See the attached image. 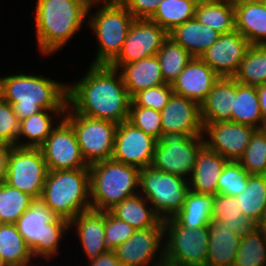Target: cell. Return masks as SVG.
Returning a JSON list of instances; mask_svg holds the SVG:
<instances>
[{
	"instance_id": "obj_1",
	"label": "cell",
	"mask_w": 266,
	"mask_h": 266,
	"mask_svg": "<svg viewBox=\"0 0 266 266\" xmlns=\"http://www.w3.org/2000/svg\"><path fill=\"white\" fill-rule=\"evenodd\" d=\"M118 69L93 65L77 83L68 86L67 104L87 117L120 124L129 119L131 97ZM119 75V76H116Z\"/></svg>"
},
{
	"instance_id": "obj_47",
	"label": "cell",
	"mask_w": 266,
	"mask_h": 266,
	"mask_svg": "<svg viewBox=\"0 0 266 266\" xmlns=\"http://www.w3.org/2000/svg\"><path fill=\"white\" fill-rule=\"evenodd\" d=\"M135 19H149L162 0H120Z\"/></svg>"
},
{
	"instance_id": "obj_38",
	"label": "cell",
	"mask_w": 266,
	"mask_h": 266,
	"mask_svg": "<svg viewBox=\"0 0 266 266\" xmlns=\"http://www.w3.org/2000/svg\"><path fill=\"white\" fill-rule=\"evenodd\" d=\"M156 56L165 83L171 85L192 59L190 53L170 37L164 41Z\"/></svg>"
},
{
	"instance_id": "obj_30",
	"label": "cell",
	"mask_w": 266,
	"mask_h": 266,
	"mask_svg": "<svg viewBox=\"0 0 266 266\" xmlns=\"http://www.w3.org/2000/svg\"><path fill=\"white\" fill-rule=\"evenodd\" d=\"M195 18L220 34L236 30L233 0L198 2L195 9Z\"/></svg>"
},
{
	"instance_id": "obj_19",
	"label": "cell",
	"mask_w": 266,
	"mask_h": 266,
	"mask_svg": "<svg viewBox=\"0 0 266 266\" xmlns=\"http://www.w3.org/2000/svg\"><path fill=\"white\" fill-rule=\"evenodd\" d=\"M164 234V227L136 230L113 251L122 266H150L149 263H153L152 259L161 248L160 243Z\"/></svg>"
},
{
	"instance_id": "obj_15",
	"label": "cell",
	"mask_w": 266,
	"mask_h": 266,
	"mask_svg": "<svg viewBox=\"0 0 266 266\" xmlns=\"http://www.w3.org/2000/svg\"><path fill=\"white\" fill-rule=\"evenodd\" d=\"M169 33L149 19H135L128 30L123 48L111 64H128L156 55Z\"/></svg>"
},
{
	"instance_id": "obj_46",
	"label": "cell",
	"mask_w": 266,
	"mask_h": 266,
	"mask_svg": "<svg viewBox=\"0 0 266 266\" xmlns=\"http://www.w3.org/2000/svg\"><path fill=\"white\" fill-rule=\"evenodd\" d=\"M19 123L11 104L0 96V143L17 146Z\"/></svg>"
},
{
	"instance_id": "obj_44",
	"label": "cell",
	"mask_w": 266,
	"mask_h": 266,
	"mask_svg": "<svg viewBox=\"0 0 266 266\" xmlns=\"http://www.w3.org/2000/svg\"><path fill=\"white\" fill-rule=\"evenodd\" d=\"M173 93L171 84L158 85L135 93L131 97V102L136 106L161 112L168 104Z\"/></svg>"
},
{
	"instance_id": "obj_27",
	"label": "cell",
	"mask_w": 266,
	"mask_h": 266,
	"mask_svg": "<svg viewBox=\"0 0 266 266\" xmlns=\"http://www.w3.org/2000/svg\"><path fill=\"white\" fill-rule=\"evenodd\" d=\"M220 35L219 32L203 25L196 18L176 26L169 32L170 38L187 50L192 57L199 58L219 39Z\"/></svg>"
},
{
	"instance_id": "obj_13",
	"label": "cell",
	"mask_w": 266,
	"mask_h": 266,
	"mask_svg": "<svg viewBox=\"0 0 266 266\" xmlns=\"http://www.w3.org/2000/svg\"><path fill=\"white\" fill-rule=\"evenodd\" d=\"M49 171L88 168L73 127L63 118L40 147Z\"/></svg>"
},
{
	"instance_id": "obj_22",
	"label": "cell",
	"mask_w": 266,
	"mask_h": 266,
	"mask_svg": "<svg viewBox=\"0 0 266 266\" xmlns=\"http://www.w3.org/2000/svg\"><path fill=\"white\" fill-rule=\"evenodd\" d=\"M110 66L118 70L122 68L120 73L130 97L141 90L166 84L156 55L128 64H110Z\"/></svg>"
},
{
	"instance_id": "obj_37",
	"label": "cell",
	"mask_w": 266,
	"mask_h": 266,
	"mask_svg": "<svg viewBox=\"0 0 266 266\" xmlns=\"http://www.w3.org/2000/svg\"><path fill=\"white\" fill-rule=\"evenodd\" d=\"M235 197L244 216L258 222L266 209V175H250L246 188Z\"/></svg>"
},
{
	"instance_id": "obj_23",
	"label": "cell",
	"mask_w": 266,
	"mask_h": 266,
	"mask_svg": "<svg viewBox=\"0 0 266 266\" xmlns=\"http://www.w3.org/2000/svg\"><path fill=\"white\" fill-rule=\"evenodd\" d=\"M236 30L251 45H266V6L262 1L233 0Z\"/></svg>"
},
{
	"instance_id": "obj_11",
	"label": "cell",
	"mask_w": 266,
	"mask_h": 266,
	"mask_svg": "<svg viewBox=\"0 0 266 266\" xmlns=\"http://www.w3.org/2000/svg\"><path fill=\"white\" fill-rule=\"evenodd\" d=\"M168 240L164 261L178 266H207L209 226L180 227L172 218L163 221Z\"/></svg>"
},
{
	"instance_id": "obj_2",
	"label": "cell",
	"mask_w": 266,
	"mask_h": 266,
	"mask_svg": "<svg viewBox=\"0 0 266 266\" xmlns=\"http://www.w3.org/2000/svg\"><path fill=\"white\" fill-rule=\"evenodd\" d=\"M68 86L34 75L0 78V96L11 104L18 120L42 110H66Z\"/></svg>"
},
{
	"instance_id": "obj_21",
	"label": "cell",
	"mask_w": 266,
	"mask_h": 266,
	"mask_svg": "<svg viewBox=\"0 0 266 266\" xmlns=\"http://www.w3.org/2000/svg\"><path fill=\"white\" fill-rule=\"evenodd\" d=\"M235 97L236 80L233 77H220L205 100L200 104L203 126L206 123L231 121Z\"/></svg>"
},
{
	"instance_id": "obj_35",
	"label": "cell",
	"mask_w": 266,
	"mask_h": 266,
	"mask_svg": "<svg viewBox=\"0 0 266 266\" xmlns=\"http://www.w3.org/2000/svg\"><path fill=\"white\" fill-rule=\"evenodd\" d=\"M60 115H64L65 110H42L30 117L20 120L19 123V134L18 139L22 135L29 138L31 141L27 143H17L19 147H31L40 148L47 137L51 134L52 130L55 128L52 124V118L49 112Z\"/></svg>"
},
{
	"instance_id": "obj_34",
	"label": "cell",
	"mask_w": 266,
	"mask_h": 266,
	"mask_svg": "<svg viewBox=\"0 0 266 266\" xmlns=\"http://www.w3.org/2000/svg\"><path fill=\"white\" fill-rule=\"evenodd\" d=\"M197 3L198 0H162L149 20L169 33L176 26L195 18Z\"/></svg>"
},
{
	"instance_id": "obj_12",
	"label": "cell",
	"mask_w": 266,
	"mask_h": 266,
	"mask_svg": "<svg viewBox=\"0 0 266 266\" xmlns=\"http://www.w3.org/2000/svg\"><path fill=\"white\" fill-rule=\"evenodd\" d=\"M49 170L40 148L12 146L5 182L40 200Z\"/></svg>"
},
{
	"instance_id": "obj_16",
	"label": "cell",
	"mask_w": 266,
	"mask_h": 266,
	"mask_svg": "<svg viewBox=\"0 0 266 266\" xmlns=\"http://www.w3.org/2000/svg\"><path fill=\"white\" fill-rule=\"evenodd\" d=\"M256 130L252 126L231 121L206 123L203 131L207 132L209 140H204V143L228 161H238Z\"/></svg>"
},
{
	"instance_id": "obj_36",
	"label": "cell",
	"mask_w": 266,
	"mask_h": 266,
	"mask_svg": "<svg viewBox=\"0 0 266 266\" xmlns=\"http://www.w3.org/2000/svg\"><path fill=\"white\" fill-rule=\"evenodd\" d=\"M233 78L241 84H266V45H251Z\"/></svg>"
},
{
	"instance_id": "obj_28",
	"label": "cell",
	"mask_w": 266,
	"mask_h": 266,
	"mask_svg": "<svg viewBox=\"0 0 266 266\" xmlns=\"http://www.w3.org/2000/svg\"><path fill=\"white\" fill-rule=\"evenodd\" d=\"M214 195L188 190L183 207L172 218L180 227L196 229L212 221Z\"/></svg>"
},
{
	"instance_id": "obj_14",
	"label": "cell",
	"mask_w": 266,
	"mask_h": 266,
	"mask_svg": "<svg viewBox=\"0 0 266 266\" xmlns=\"http://www.w3.org/2000/svg\"><path fill=\"white\" fill-rule=\"evenodd\" d=\"M158 140L129 121L118 124L112 158L138 168L151 166Z\"/></svg>"
},
{
	"instance_id": "obj_8",
	"label": "cell",
	"mask_w": 266,
	"mask_h": 266,
	"mask_svg": "<svg viewBox=\"0 0 266 266\" xmlns=\"http://www.w3.org/2000/svg\"><path fill=\"white\" fill-rule=\"evenodd\" d=\"M139 185L162 221L173 218L181 210L189 190L185 178L152 166L140 169Z\"/></svg>"
},
{
	"instance_id": "obj_56",
	"label": "cell",
	"mask_w": 266,
	"mask_h": 266,
	"mask_svg": "<svg viewBox=\"0 0 266 266\" xmlns=\"http://www.w3.org/2000/svg\"><path fill=\"white\" fill-rule=\"evenodd\" d=\"M204 1H217V0H198V2H204Z\"/></svg>"
},
{
	"instance_id": "obj_33",
	"label": "cell",
	"mask_w": 266,
	"mask_h": 266,
	"mask_svg": "<svg viewBox=\"0 0 266 266\" xmlns=\"http://www.w3.org/2000/svg\"><path fill=\"white\" fill-rule=\"evenodd\" d=\"M0 255L7 266H30L31 249L15 224L0 223Z\"/></svg>"
},
{
	"instance_id": "obj_39",
	"label": "cell",
	"mask_w": 266,
	"mask_h": 266,
	"mask_svg": "<svg viewBox=\"0 0 266 266\" xmlns=\"http://www.w3.org/2000/svg\"><path fill=\"white\" fill-rule=\"evenodd\" d=\"M266 233L258 228L242 236L233 266H264Z\"/></svg>"
},
{
	"instance_id": "obj_18",
	"label": "cell",
	"mask_w": 266,
	"mask_h": 266,
	"mask_svg": "<svg viewBox=\"0 0 266 266\" xmlns=\"http://www.w3.org/2000/svg\"><path fill=\"white\" fill-rule=\"evenodd\" d=\"M160 113L163 133L181 132L187 136L204 133L200 105L193 100L173 93Z\"/></svg>"
},
{
	"instance_id": "obj_50",
	"label": "cell",
	"mask_w": 266,
	"mask_h": 266,
	"mask_svg": "<svg viewBox=\"0 0 266 266\" xmlns=\"http://www.w3.org/2000/svg\"><path fill=\"white\" fill-rule=\"evenodd\" d=\"M263 121H266V84L256 86Z\"/></svg>"
},
{
	"instance_id": "obj_43",
	"label": "cell",
	"mask_w": 266,
	"mask_h": 266,
	"mask_svg": "<svg viewBox=\"0 0 266 266\" xmlns=\"http://www.w3.org/2000/svg\"><path fill=\"white\" fill-rule=\"evenodd\" d=\"M128 121L157 140L163 133L161 113L154 109L136 106L131 102Z\"/></svg>"
},
{
	"instance_id": "obj_24",
	"label": "cell",
	"mask_w": 266,
	"mask_h": 266,
	"mask_svg": "<svg viewBox=\"0 0 266 266\" xmlns=\"http://www.w3.org/2000/svg\"><path fill=\"white\" fill-rule=\"evenodd\" d=\"M242 236L231 231L223 221L209 225L207 266H233Z\"/></svg>"
},
{
	"instance_id": "obj_48",
	"label": "cell",
	"mask_w": 266,
	"mask_h": 266,
	"mask_svg": "<svg viewBox=\"0 0 266 266\" xmlns=\"http://www.w3.org/2000/svg\"><path fill=\"white\" fill-rule=\"evenodd\" d=\"M90 261V266H122L114 251H107Z\"/></svg>"
},
{
	"instance_id": "obj_51",
	"label": "cell",
	"mask_w": 266,
	"mask_h": 266,
	"mask_svg": "<svg viewBox=\"0 0 266 266\" xmlns=\"http://www.w3.org/2000/svg\"><path fill=\"white\" fill-rule=\"evenodd\" d=\"M162 253H160V259L157 258V262L153 263L152 266H178L171 263H168L167 261H164V249L161 250Z\"/></svg>"
},
{
	"instance_id": "obj_5",
	"label": "cell",
	"mask_w": 266,
	"mask_h": 266,
	"mask_svg": "<svg viewBox=\"0 0 266 266\" xmlns=\"http://www.w3.org/2000/svg\"><path fill=\"white\" fill-rule=\"evenodd\" d=\"M89 168L49 171L41 201L57 216L69 222L91 209L88 198Z\"/></svg>"
},
{
	"instance_id": "obj_52",
	"label": "cell",
	"mask_w": 266,
	"mask_h": 266,
	"mask_svg": "<svg viewBox=\"0 0 266 266\" xmlns=\"http://www.w3.org/2000/svg\"><path fill=\"white\" fill-rule=\"evenodd\" d=\"M257 228L266 233V209L263 211L260 220L257 222Z\"/></svg>"
},
{
	"instance_id": "obj_41",
	"label": "cell",
	"mask_w": 266,
	"mask_h": 266,
	"mask_svg": "<svg viewBox=\"0 0 266 266\" xmlns=\"http://www.w3.org/2000/svg\"><path fill=\"white\" fill-rule=\"evenodd\" d=\"M238 162L250 175H266V137L259 129Z\"/></svg>"
},
{
	"instance_id": "obj_53",
	"label": "cell",
	"mask_w": 266,
	"mask_h": 266,
	"mask_svg": "<svg viewBox=\"0 0 266 266\" xmlns=\"http://www.w3.org/2000/svg\"><path fill=\"white\" fill-rule=\"evenodd\" d=\"M259 130L263 133V135L266 137V121H263L262 124H260Z\"/></svg>"
},
{
	"instance_id": "obj_25",
	"label": "cell",
	"mask_w": 266,
	"mask_h": 266,
	"mask_svg": "<svg viewBox=\"0 0 266 266\" xmlns=\"http://www.w3.org/2000/svg\"><path fill=\"white\" fill-rule=\"evenodd\" d=\"M77 226L85 254L91 260L109 251L105 245V212L93 209L80 213L70 221Z\"/></svg>"
},
{
	"instance_id": "obj_20",
	"label": "cell",
	"mask_w": 266,
	"mask_h": 266,
	"mask_svg": "<svg viewBox=\"0 0 266 266\" xmlns=\"http://www.w3.org/2000/svg\"><path fill=\"white\" fill-rule=\"evenodd\" d=\"M220 76L201 58L192 57L177 79L172 83L174 94L197 102L205 100Z\"/></svg>"
},
{
	"instance_id": "obj_45",
	"label": "cell",
	"mask_w": 266,
	"mask_h": 266,
	"mask_svg": "<svg viewBox=\"0 0 266 266\" xmlns=\"http://www.w3.org/2000/svg\"><path fill=\"white\" fill-rule=\"evenodd\" d=\"M136 230L118 218L110 211L105 212V245L109 251L128 240Z\"/></svg>"
},
{
	"instance_id": "obj_31",
	"label": "cell",
	"mask_w": 266,
	"mask_h": 266,
	"mask_svg": "<svg viewBox=\"0 0 266 266\" xmlns=\"http://www.w3.org/2000/svg\"><path fill=\"white\" fill-rule=\"evenodd\" d=\"M212 220L225 222V226L240 236L257 228V222L244 216L236 197L230 195H214Z\"/></svg>"
},
{
	"instance_id": "obj_10",
	"label": "cell",
	"mask_w": 266,
	"mask_h": 266,
	"mask_svg": "<svg viewBox=\"0 0 266 266\" xmlns=\"http://www.w3.org/2000/svg\"><path fill=\"white\" fill-rule=\"evenodd\" d=\"M202 137V135L187 136L181 132L162 133L151 166L183 178L186 175L191 177L197 155L205 145Z\"/></svg>"
},
{
	"instance_id": "obj_6",
	"label": "cell",
	"mask_w": 266,
	"mask_h": 266,
	"mask_svg": "<svg viewBox=\"0 0 266 266\" xmlns=\"http://www.w3.org/2000/svg\"><path fill=\"white\" fill-rule=\"evenodd\" d=\"M33 256L50 258L70 222L57 217L41 200H35L15 223ZM63 234V235H62Z\"/></svg>"
},
{
	"instance_id": "obj_49",
	"label": "cell",
	"mask_w": 266,
	"mask_h": 266,
	"mask_svg": "<svg viewBox=\"0 0 266 266\" xmlns=\"http://www.w3.org/2000/svg\"><path fill=\"white\" fill-rule=\"evenodd\" d=\"M12 146L0 143V184L6 180L7 165Z\"/></svg>"
},
{
	"instance_id": "obj_54",
	"label": "cell",
	"mask_w": 266,
	"mask_h": 266,
	"mask_svg": "<svg viewBox=\"0 0 266 266\" xmlns=\"http://www.w3.org/2000/svg\"><path fill=\"white\" fill-rule=\"evenodd\" d=\"M0 266H7L5 261L2 259L1 255H0Z\"/></svg>"
},
{
	"instance_id": "obj_4",
	"label": "cell",
	"mask_w": 266,
	"mask_h": 266,
	"mask_svg": "<svg viewBox=\"0 0 266 266\" xmlns=\"http://www.w3.org/2000/svg\"><path fill=\"white\" fill-rule=\"evenodd\" d=\"M91 209L108 212L125 198L137 195L140 168L114 161L94 163L89 167Z\"/></svg>"
},
{
	"instance_id": "obj_9",
	"label": "cell",
	"mask_w": 266,
	"mask_h": 266,
	"mask_svg": "<svg viewBox=\"0 0 266 266\" xmlns=\"http://www.w3.org/2000/svg\"><path fill=\"white\" fill-rule=\"evenodd\" d=\"M64 119L73 127L83 159L88 166L112 158L118 124L68 111Z\"/></svg>"
},
{
	"instance_id": "obj_29",
	"label": "cell",
	"mask_w": 266,
	"mask_h": 266,
	"mask_svg": "<svg viewBox=\"0 0 266 266\" xmlns=\"http://www.w3.org/2000/svg\"><path fill=\"white\" fill-rule=\"evenodd\" d=\"M110 212L118 219L125 221L135 230L150 227H164L163 221L158 217L153 208H147L145 198L134 195L125 198Z\"/></svg>"
},
{
	"instance_id": "obj_7",
	"label": "cell",
	"mask_w": 266,
	"mask_h": 266,
	"mask_svg": "<svg viewBox=\"0 0 266 266\" xmlns=\"http://www.w3.org/2000/svg\"><path fill=\"white\" fill-rule=\"evenodd\" d=\"M99 11L88 19L100 43L93 65H110L120 54L135 18L120 0H105Z\"/></svg>"
},
{
	"instance_id": "obj_26",
	"label": "cell",
	"mask_w": 266,
	"mask_h": 266,
	"mask_svg": "<svg viewBox=\"0 0 266 266\" xmlns=\"http://www.w3.org/2000/svg\"><path fill=\"white\" fill-rule=\"evenodd\" d=\"M227 161L219 153L204 145L197 155L191 181L189 179V189L198 193L216 195L218 179Z\"/></svg>"
},
{
	"instance_id": "obj_40",
	"label": "cell",
	"mask_w": 266,
	"mask_h": 266,
	"mask_svg": "<svg viewBox=\"0 0 266 266\" xmlns=\"http://www.w3.org/2000/svg\"><path fill=\"white\" fill-rule=\"evenodd\" d=\"M35 199L11 187L5 181L0 184V223L15 224Z\"/></svg>"
},
{
	"instance_id": "obj_32",
	"label": "cell",
	"mask_w": 266,
	"mask_h": 266,
	"mask_svg": "<svg viewBox=\"0 0 266 266\" xmlns=\"http://www.w3.org/2000/svg\"><path fill=\"white\" fill-rule=\"evenodd\" d=\"M231 122L252 126L259 129L263 123L256 86L244 85L236 81Z\"/></svg>"
},
{
	"instance_id": "obj_55",
	"label": "cell",
	"mask_w": 266,
	"mask_h": 266,
	"mask_svg": "<svg viewBox=\"0 0 266 266\" xmlns=\"http://www.w3.org/2000/svg\"><path fill=\"white\" fill-rule=\"evenodd\" d=\"M89 3H99V1L100 2H102L103 3V1H105V0H87Z\"/></svg>"
},
{
	"instance_id": "obj_57",
	"label": "cell",
	"mask_w": 266,
	"mask_h": 266,
	"mask_svg": "<svg viewBox=\"0 0 266 266\" xmlns=\"http://www.w3.org/2000/svg\"><path fill=\"white\" fill-rule=\"evenodd\" d=\"M240 1H263V0H240Z\"/></svg>"
},
{
	"instance_id": "obj_17",
	"label": "cell",
	"mask_w": 266,
	"mask_h": 266,
	"mask_svg": "<svg viewBox=\"0 0 266 266\" xmlns=\"http://www.w3.org/2000/svg\"><path fill=\"white\" fill-rule=\"evenodd\" d=\"M251 46L237 30L224 33L200 57L220 77H233Z\"/></svg>"
},
{
	"instance_id": "obj_3",
	"label": "cell",
	"mask_w": 266,
	"mask_h": 266,
	"mask_svg": "<svg viewBox=\"0 0 266 266\" xmlns=\"http://www.w3.org/2000/svg\"><path fill=\"white\" fill-rule=\"evenodd\" d=\"M94 4L87 0H37L35 27L41 52L50 54L63 47Z\"/></svg>"
},
{
	"instance_id": "obj_42",
	"label": "cell",
	"mask_w": 266,
	"mask_h": 266,
	"mask_svg": "<svg viewBox=\"0 0 266 266\" xmlns=\"http://www.w3.org/2000/svg\"><path fill=\"white\" fill-rule=\"evenodd\" d=\"M250 174L238 161H227L218 179L217 194L237 196L247 186Z\"/></svg>"
}]
</instances>
